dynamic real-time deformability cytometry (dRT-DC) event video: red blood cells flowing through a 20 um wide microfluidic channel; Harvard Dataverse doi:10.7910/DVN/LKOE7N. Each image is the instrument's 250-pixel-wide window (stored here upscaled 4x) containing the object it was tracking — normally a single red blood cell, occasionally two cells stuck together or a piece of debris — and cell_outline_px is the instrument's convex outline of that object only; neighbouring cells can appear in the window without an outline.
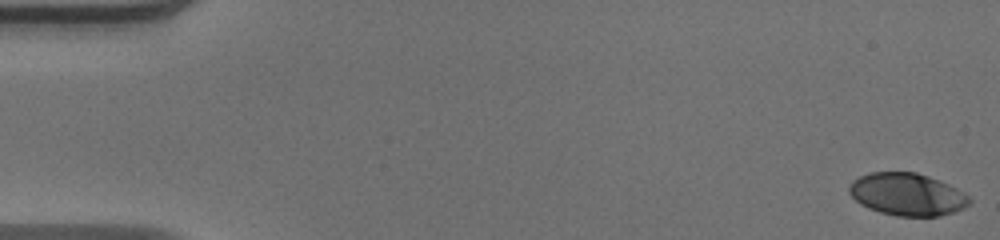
{"species": "human", "species_latin": "Homo sapiens", "temperature_condition": "warm", "stored_images_in_passage": 50, "camera_frame_rate_fps": 3000, "um_per_image_px": 0.085, "donor": {"sex": "male"}, "frame": {"image": 1, "passage_image": 1, "time_ms": 0.0, "image_size_px": [1000, 240], "cell_outline_px": [[972, 200], [964, 208], [940, 216], [896, 216], [880, 212], [868, 208], [860, 204], [848, 192], [848, 184], [852, 180], [860, 176], [872, 172], [916, 172], [940, 180], [964, 192]], "centroid_in_image_um": [77.09, 16.52], "position_along_channel_um": 7.9, "area_um2": 29.82}}
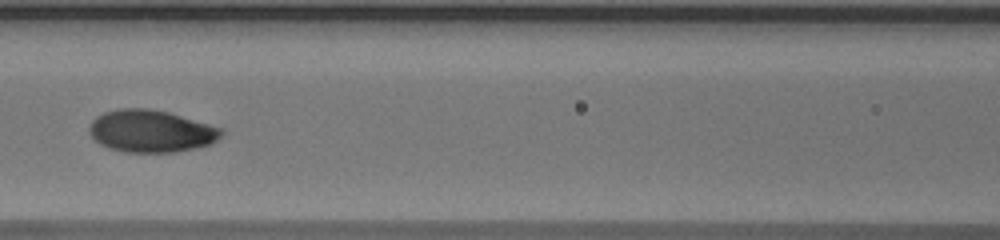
{"frame": {"image": 2, "passage_image": 23, "time_ms": 7.333, "image_size_px": [1000, 240], "cell_outline_px": [[224, 132], [216, 140], [208, 144], [196, 148], [176, 152], [124, 152], [108, 148], [100, 144], [88, 132], [88, 128], [92, 120], [96, 116], [104, 112], [120, 108], [148, 108], [168, 112], [224, 128]], "centroid_in_image_um": [12.82, 11.14], "position_along_channel_um": 153.8, "area_um2": 32.66}}
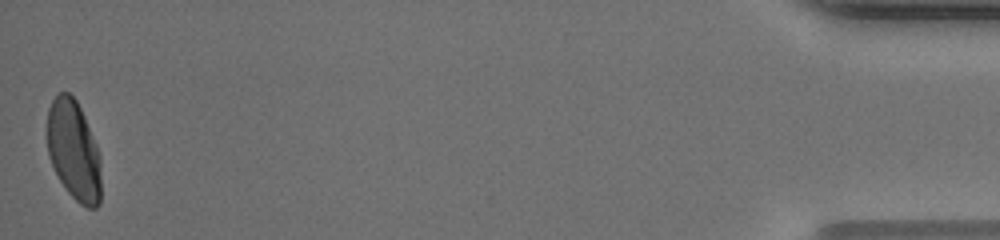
{"frame": {"image": 3, "passage_image": 50, "time_ms": 16.333, "image_size_px": [1000, 240], "cell_outline_px": [[100, 204], [96, 208], [88, 208], [80, 204], [68, 192], [60, 180], [48, 156], [48, 108], [52, 100], [60, 92], [68, 92], [76, 100], [84, 116], [96, 144], [100, 156]], "centroid_in_image_um": [6.28, 12.8], "position_along_channel_um": 428.9, "area_um2": 31.1}, "authors_computed_cell_mechanics": {"area_um2": 31.0675, "velocity_mm_per_s": 4.1014, "shape_relaxation_time_tau1_ms": 3.0991, "shape_relaxation_time_tau2_ms": null, "deformation_change_tau1": 0.1676, "deformation_change_tau2": null}}